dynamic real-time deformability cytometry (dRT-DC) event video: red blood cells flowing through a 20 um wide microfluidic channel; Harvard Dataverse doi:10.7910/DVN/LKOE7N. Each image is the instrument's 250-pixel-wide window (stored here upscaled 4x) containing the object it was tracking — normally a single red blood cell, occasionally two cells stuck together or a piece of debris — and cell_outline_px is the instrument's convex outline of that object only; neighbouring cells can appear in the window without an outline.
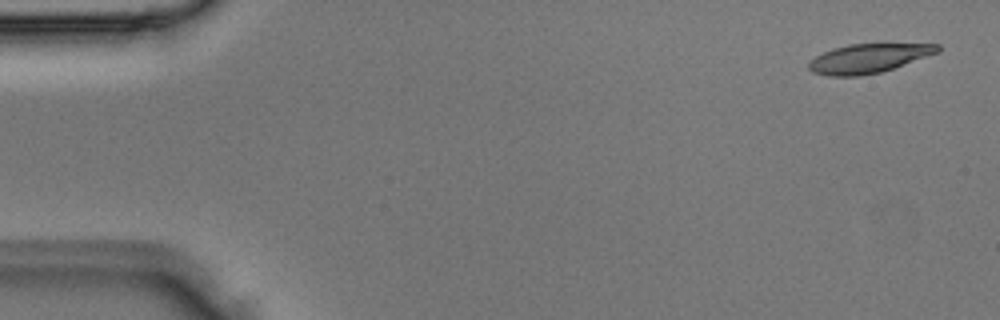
{"species": "Egyptian fruit bat (a non-hibernating species)", "species_latin": "Rousettus aegyptiacus", "temperature_condition": "room temperature", "stored_images_in_passage": 4, "camera_frame_rate_fps": 3000, "um_per_image_px": 0.085, "animal": {"sex": "male"}, "frame": {"image": 1, "passage_image": 1, "time_ms": 0.0, "image_size_px": [1000, 320], "cell_outline_px": [[940, 52], [880, 72], [860, 76], [828, 76], [812, 72], [808, 68], [808, 60], [832, 48], [848, 44], [884, 40], [940, 44]], "centroid_in_image_um": [73.89, 4.88], "position_along_channel_um": 11.1, "area_um2": 23.12}}
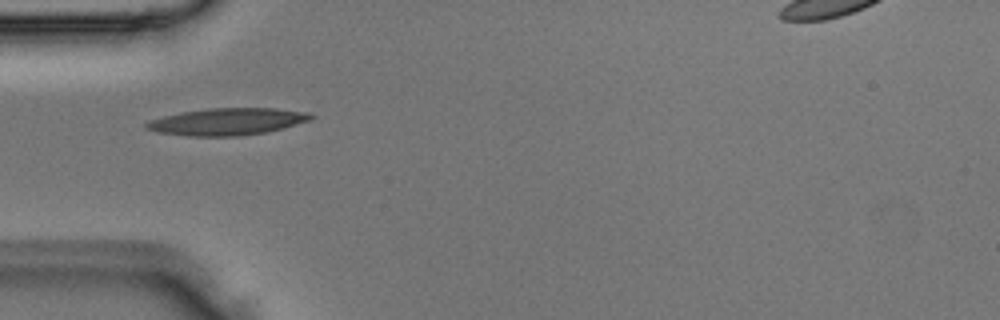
{"frame": {"image": 2, "passage_image": 3, "time_ms": 0.667, "image_size_px": [1000, 320], "cell_outline_px": [[316, 116], [312, 120], [284, 128], [268, 132], [240, 136], [188, 136], [156, 132], [144, 128], [144, 124], [148, 120], [180, 112], [212, 108], [276, 108], [312, 112]], "centroid_in_image_um": [19.37, 10.34], "position_along_channel_um": 65.6, "area_um2": 26.36}}
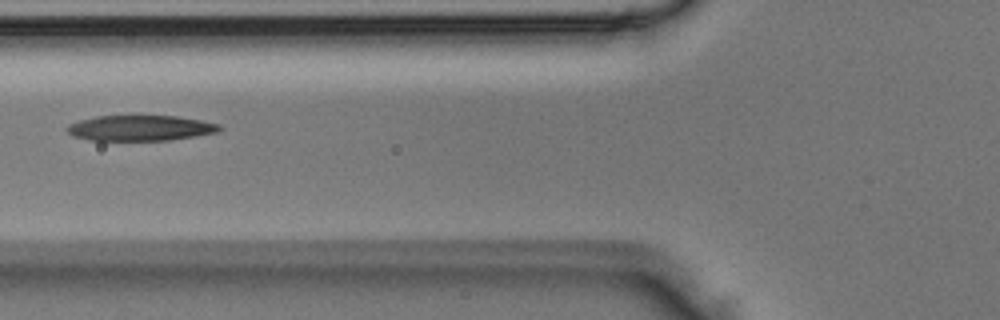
{"frame": {"image": 3, "passage_image": 4, "time_ms": 1.0, "image_size_px": [1000, 320], "cell_outline_px": [[224, 128], [216, 132], [196, 136], [168, 140], [88, 140], [72, 136], [68, 132], [68, 124], [80, 120], [96, 116], [176, 116], [200, 120], [220, 124]], "centroid_in_image_um": [11.94, 10.88], "position_along_channel_um": 113.9, "area_um2": 22.54}}